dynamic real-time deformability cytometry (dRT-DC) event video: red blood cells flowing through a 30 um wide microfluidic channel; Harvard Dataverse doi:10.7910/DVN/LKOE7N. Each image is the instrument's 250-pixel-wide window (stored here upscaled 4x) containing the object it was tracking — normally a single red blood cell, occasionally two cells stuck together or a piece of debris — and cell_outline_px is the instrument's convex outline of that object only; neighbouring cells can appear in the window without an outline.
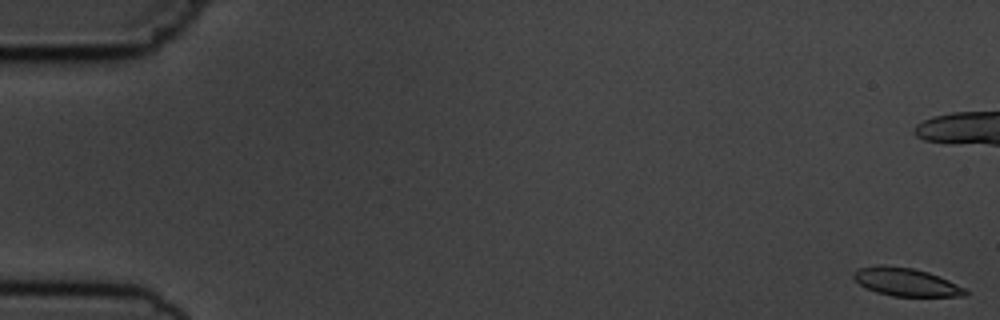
{"species": "common noctule bat (a hibernating species)", "species_latin": "Nyctalus noctula", "temperature_condition": "cold", "stored_images_in_passage": 12, "camera_frame_rate_fps": 3000, "um_per_image_px": 0.085, "animal": {"sex": "male", "body_mass_g": 19.5, "forearm_length_mm": 54.6}, "frame": {"image": 1, "passage_image": 1, "time_ms": 0.0, "image_size_px": [1000, 320], "cell_outline_px": [[968, 296], [892, 296], [876, 292], [864, 288], [852, 276], [852, 272], [860, 268], [880, 264], [884, 264], [912, 268], [928, 272], [948, 280], [964, 288], [968, 292]], "centroid_in_image_um": [76.97, 23.97], "position_along_channel_um": 8.0, "area_um2": 18.32}}